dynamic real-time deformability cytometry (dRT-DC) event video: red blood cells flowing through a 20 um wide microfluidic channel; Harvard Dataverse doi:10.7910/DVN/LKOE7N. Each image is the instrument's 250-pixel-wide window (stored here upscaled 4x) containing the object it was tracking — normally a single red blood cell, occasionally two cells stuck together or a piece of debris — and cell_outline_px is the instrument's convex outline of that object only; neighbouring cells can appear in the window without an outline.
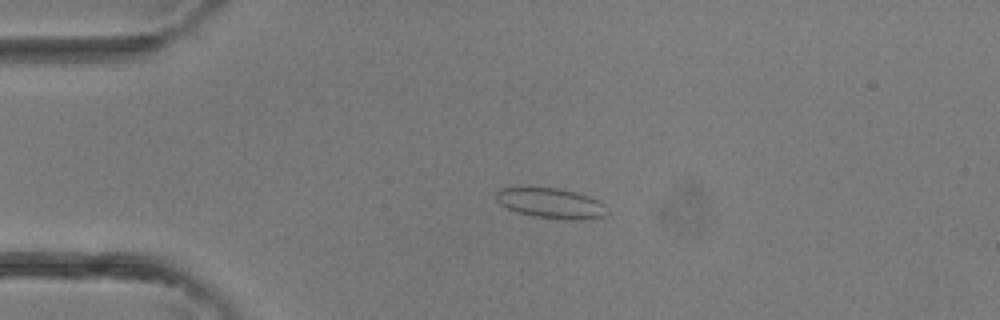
{"species": "common noctule bat (a hibernating species)", "species_latin": "Nyctalus noctula", "temperature_condition": "room temperature", "stored_images_in_passage": 3, "camera_frame_rate_fps": 3000, "um_per_image_px": 0.085, "animal": {"sex": "female"}, "frame": {"image": 1, "passage_image": 3, "time_ms": 0.667, "image_size_px": [1000, 320], "cell_outline_px": [[604, 216], [580, 220], [564, 220], [532, 216], [516, 212], [500, 204], [496, 200], [496, 192], [500, 188], [528, 184], [560, 188], [576, 192], [588, 196], [604, 204]], "centroid_in_image_um": [46.71, 17.22], "position_along_channel_um": 38.3, "area_um2": 20.23}}